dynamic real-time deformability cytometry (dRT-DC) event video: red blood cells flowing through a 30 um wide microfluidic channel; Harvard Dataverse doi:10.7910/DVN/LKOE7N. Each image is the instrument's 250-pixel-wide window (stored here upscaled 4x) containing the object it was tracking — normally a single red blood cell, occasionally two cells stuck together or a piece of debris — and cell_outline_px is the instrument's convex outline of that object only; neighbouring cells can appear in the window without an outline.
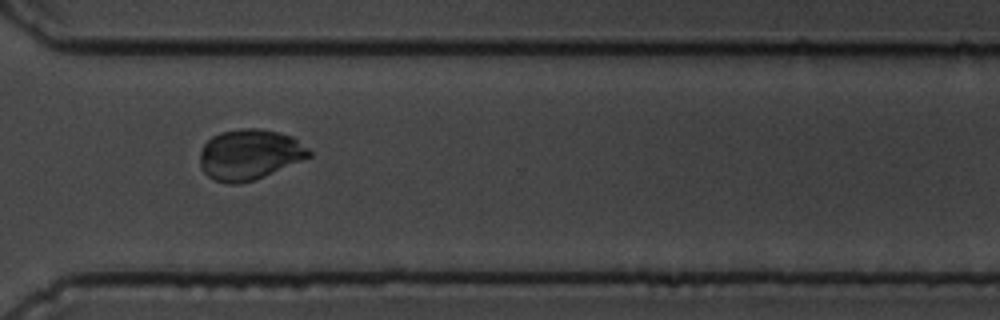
{"species": "common noctule bat (a hibernating species)", "species_latin": "Nyctalus noctula", "temperature_condition": "cold", "stored_images_in_passage": 60, "camera_frame_rate_fps": 3000, "um_per_image_px": 0.085, "animal": {"sex": "male", "body_mass_g": 19.5, "forearm_length_mm": 54.6}, "frame": {"image": 1, "passage_image": 45, "time_ms": 14.667, "image_size_px": [1000, 320], "cell_outline_px": [[312, 156], [264, 176], [252, 180], [236, 184], [228, 184], [212, 180], [200, 168], [200, 152], [204, 144], [212, 136], [220, 132], [240, 128], [260, 128], [292, 136], [308, 148], [312, 152]], "centroid_in_image_um": [21.19, 13.13], "position_along_channel_um": 349.4, "area_um2": 32.14}}